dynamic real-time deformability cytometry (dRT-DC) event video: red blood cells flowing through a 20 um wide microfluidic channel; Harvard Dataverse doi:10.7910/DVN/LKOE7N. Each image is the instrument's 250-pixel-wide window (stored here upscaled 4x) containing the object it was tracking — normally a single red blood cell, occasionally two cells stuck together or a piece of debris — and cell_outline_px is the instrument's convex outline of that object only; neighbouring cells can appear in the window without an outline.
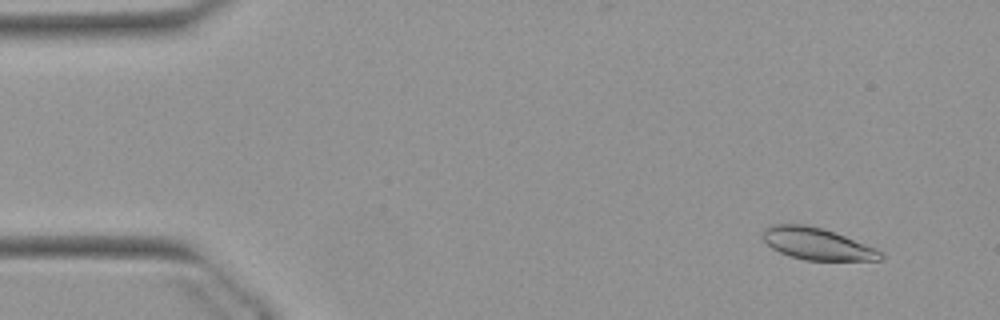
{"species": "Egyptian fruit bat (a non-hibernating species)", "species_latin": "Rousettus aegyptiacus", "temperature_condition": "warm", "stored_images_in_passage": 52, "camera_frame_rate_fps": 3000, "um_per_image_px": 0.085, "animal": {"sex": "female"}, "frame": {"image": 1, "passage_image": 4, "time_ms": 1.0, "image_size_px": [1000, 320], "cell_outline_px": [[884, 256], [880, 260], [804, 260], [780, 252], [772, 248], [760, 236], [760, 232], [768, 224], [804, 224], [824, 228], [876, 248]], "centroid_in_image_um": [69.39, 20.7], "position_along_channel_um": 15.6, "area_um2": 21.96}}
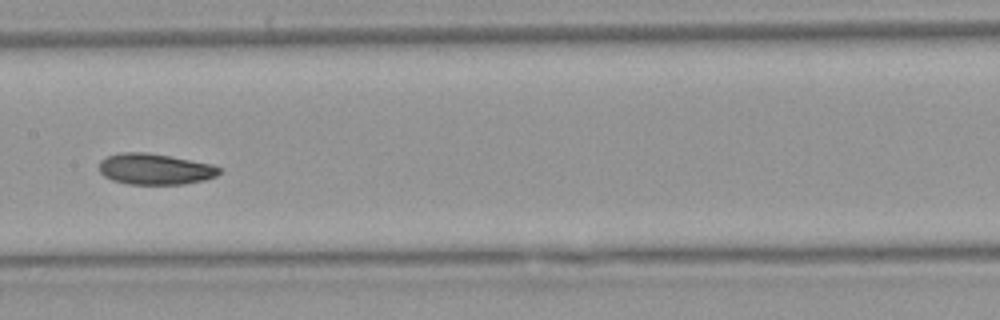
{"frame": {"image": 2, "passage_image": 26, "time_ms": 8.333, "image_size_px": [1000, 320], "cell_outline_px": [[220, 172], [216, 176], [204, 180], [184, 184], [128, 184], [112, 180], [104, 176], [100, 172], [100, 160], [108, 156], [120, 152], [144, 152], [172, 156], [212, 164], [220, 168]], "centroid_in_image_um": [13.17, 14.37], "position_along_channel_um": 194.2, "area_um2": 21.73}}
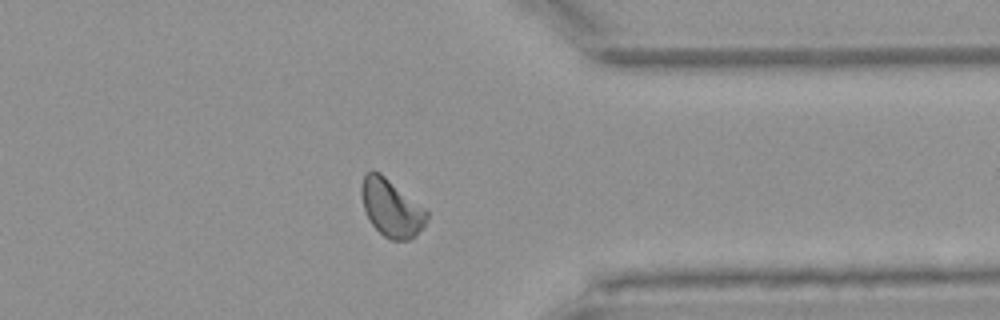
{"frame": {"image": 3, "passage_image": 41, "time_ms": 13.333, "image_size_px": [1000, 320], "cell_outline_px": [[428, 216], [424, 224], [416, 236], [408, 240], [392, 240], [384, 236], [372, 224], [364, 208], [360, 192], [360, 188], [364, 176], [368, 172], [380, 172], [424, 208], [428, 212]], "centroid_in_image_um": [33.26, 17.69], "position_along_channel_um": 378.1, "area_um2": 21.44}, "authors_computed_cell_mechanics": {"area_um2": 21.8484, "velocity_mm_per_s": 3.8602, "shape_relaxation_time_tau1_ms": 9.5763, "shape_relaxation_time_tau2_ms": 4.6505, "deformation_change_tau1": 0.1859, "deformation_change_tau2": 0.0953}}